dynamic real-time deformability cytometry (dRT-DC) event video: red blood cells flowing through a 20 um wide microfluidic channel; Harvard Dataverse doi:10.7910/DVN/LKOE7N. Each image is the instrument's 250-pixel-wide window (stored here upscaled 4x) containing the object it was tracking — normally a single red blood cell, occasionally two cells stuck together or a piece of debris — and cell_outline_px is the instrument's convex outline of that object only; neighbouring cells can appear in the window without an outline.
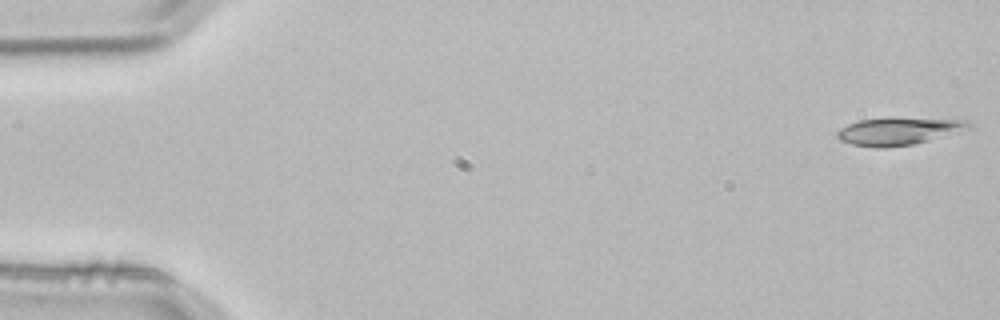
{"species": "common noctule bat (a hibernating species)", "species_latin": "Nyctalus noctula", "temperature_condition": "room temperature", "stored_images_in_passage": 2, "camera_frame_rate_fps": 3000, "um_per_image_px": 0.085, "animal": {"sex": "male", "body_mass_g": 21.5, "forearm_length_mm": 52.0}, "frame": {"image": 1, "passage_image": 2, "time_ms": 0.333, "image_size_px": [1000, 320], "cell_outline_px": [[972, 128], [928, 140], [912, 144], [884, 148], [876, 148], [852, 144], [840, 140], [836, 136], [836, 132], [840, 128], [848, 124], [860, 120], [888, 116], [892, 116], [968, 120], [972, 124]], "centroid_in_image_um": [76.38, 11.11], "position_along_channel_um": 8.6, "area_um2": 21.56}}